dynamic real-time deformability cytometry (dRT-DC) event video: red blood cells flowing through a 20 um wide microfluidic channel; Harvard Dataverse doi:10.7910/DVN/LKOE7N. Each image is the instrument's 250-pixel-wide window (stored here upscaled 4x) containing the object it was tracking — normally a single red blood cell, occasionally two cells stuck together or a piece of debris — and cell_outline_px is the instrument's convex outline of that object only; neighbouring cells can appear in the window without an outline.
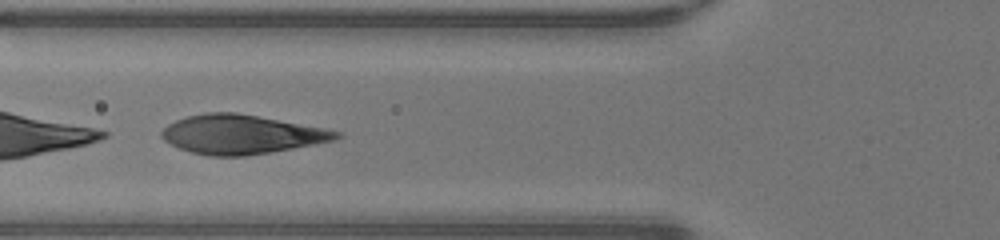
{"species": "human", "species_latin": "Homo sapiens", "temperature_condition": "warm", "stored_images_in_passage": 29, "camera_frame_rate_fps": 3000, "um_per_image_px": 0.085, "donor": {"sex": "male"}, "frame": {"image": 1, "passage_image": 6, "time_ms": 1.667, "image_size_px": [1000, 240], "cell_outline_px": [[344, 136], [336, 140], [292, 148], [244, 156], [208, 156], [192, 152], [180, 148], [164, 140], [160, 136], [160, 132], [168, 124], [176, 120], [188, 116], [204, 112], [236, 112], [324, 128], [340, 132]], "centroid_in_image_um": [20.5, 11.42], "position_along_channel_um": 105.3, "area_um2": 39.54}}
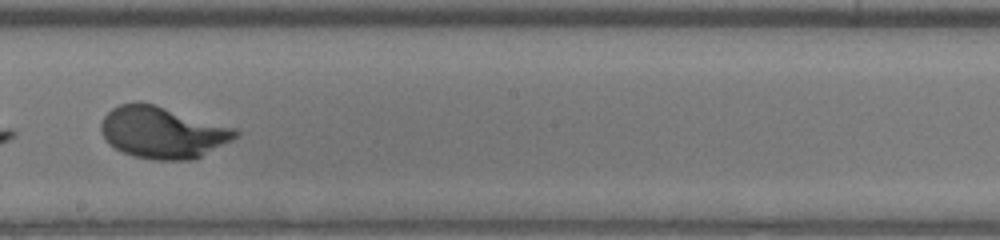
{"frame": {"image": 2, "passage_image": 15, "time_ms": 4.667, "image_size_px": [1000, 240], "cell_outline_px": [[240, 136], [192, 160], [152, 160], [132, 156], [116, 148], [104, 136], [100, 128], [100, 124], [104, 116], [112, 108], [120, 104], [156, 104], [236, 128], [240, 132]], "centroid_in_image_um": [13.86, 11.26], "position_along_channel_um": 234.3, "area_um2": 40.17}}
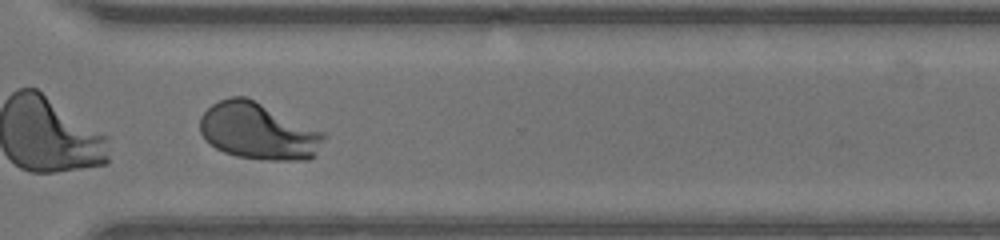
{"frame": {"image": 3, "passage_image": 23, "time_ms": 7.333, "image_size_px": [1000, 240], "cell_outline_px": [[328, 136], [316, 156], [308, 160], [268, 160], [236, 156], [224, 152], [216, 148], [200, 132], [200, 116], [212, 104], [220, 100], [232, 96], [248, 96], [324, 132]], "centroid_in_image_um": [22.01, 11.15], "position_along_channel_um": 348.6, "area_um2": 41.27}, "authors_computed_cell_mechanics": {"area_um2": 40.171, "velocity_mm_per_s": 4.2904, "shape_relaxation_time_tau1_ms": 2.4142, "shape_relaxation_time_tau2_ms": null, "deformation_change_tau1": 0.2352, "deformation_change_tau2": null}}